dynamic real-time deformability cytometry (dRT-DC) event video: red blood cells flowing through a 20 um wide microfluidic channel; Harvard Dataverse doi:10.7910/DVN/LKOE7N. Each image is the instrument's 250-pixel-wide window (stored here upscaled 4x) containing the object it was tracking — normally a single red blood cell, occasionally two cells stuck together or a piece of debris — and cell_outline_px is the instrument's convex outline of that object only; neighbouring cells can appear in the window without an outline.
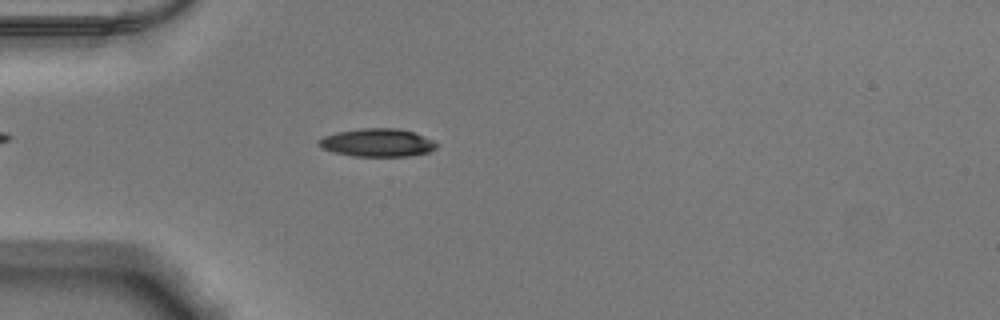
{"species": "Egyptian fruit bat (a non-hibernating species)", "species_latin": "Rousettus aegyptiacus", "temperature_condition": "warm", "stored_images_in_passage": 48, "camera_frame_rate_fps": 3000, "um_per_image_px": 0.085, "animal": {"sex": "male"}, "frame": {"image": 1, "passage_image": 11, "time_ms": 3.333, "image_size_px": [1000, 320], "cell_outline_px": [[440, 144], [436, 148], [428, 152], [408, 156], [352, 156], [320, 148], [316, 144], [316, 140], [324, 136], [336, 132], [364, 128], [396, 128], [412, 132], [432, 140]], "centroid_in_image_um": [32.03, 12.13], "position_along_channel_um": 53.0, "area_um2": 19.25}}
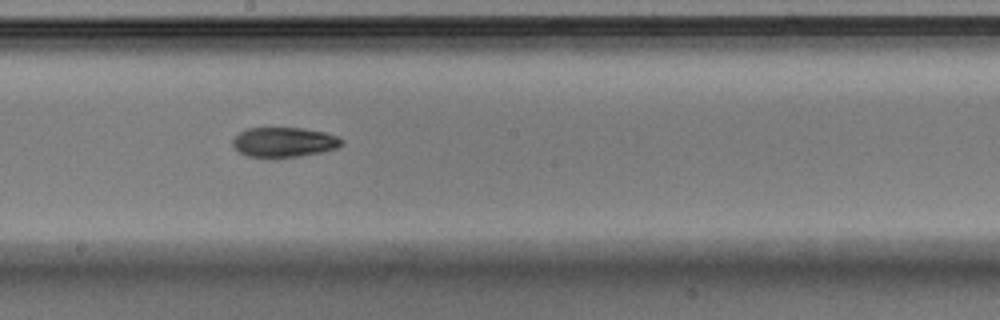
{"frame": {"image": 2, "passage_image": 25, "time_ms": 8.0, "image_size_px": [1000, 320], "cell_outline_px": [[344, 144], [336, 148], [324, 152], [276, 160], [248, 156], [240, 152], [232, 144], [232, 140], [240, 132], [248, 128], [304, 128], [324, 132], [336, 136], [344, 140]], "centroid_in_image_um": [24.16, 12.12], "position_along_channel_um": 224.0, "area_um2": 19.42}}
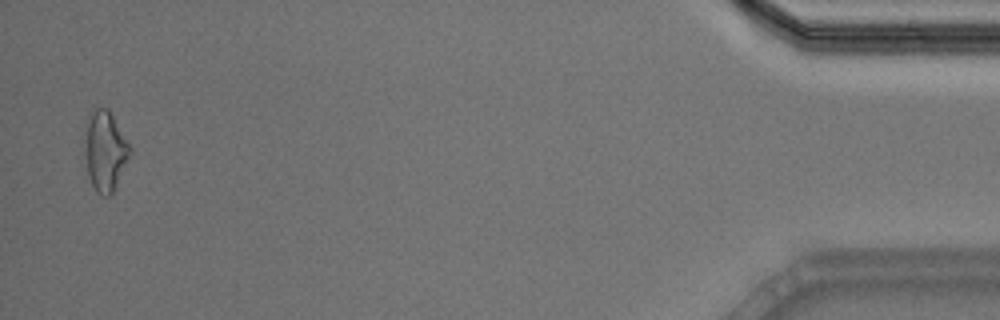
{"frame": {"image": 3, "passage_image": 47, "time_ms": 15.333, "image_size_px": [1000, 320], "cell_outline_px": [[132, 152], [112, 192], [108, 196], [104, 196], [96, 192], [88, 176], [80, 136], [84, 120], [88, 112], [96, 108], [108, 108], [132, 148]], "centroid_in_image_um": [8.84, 12.74], "position_along_channel_um": 426.4, "area_um2": 22.02}, "authors_computed_cell_mechanics": {"area_um2": 19.0162, "velocity_mm_per_s": 3.8874, "shape_relaxation_time_tau1_ms": 9.4736, "shape_relaxation_time_tau2_ms": 8.7636, "deformation_change_tau1": 0.2013, "deformation_change_tau2": 0.1675}}